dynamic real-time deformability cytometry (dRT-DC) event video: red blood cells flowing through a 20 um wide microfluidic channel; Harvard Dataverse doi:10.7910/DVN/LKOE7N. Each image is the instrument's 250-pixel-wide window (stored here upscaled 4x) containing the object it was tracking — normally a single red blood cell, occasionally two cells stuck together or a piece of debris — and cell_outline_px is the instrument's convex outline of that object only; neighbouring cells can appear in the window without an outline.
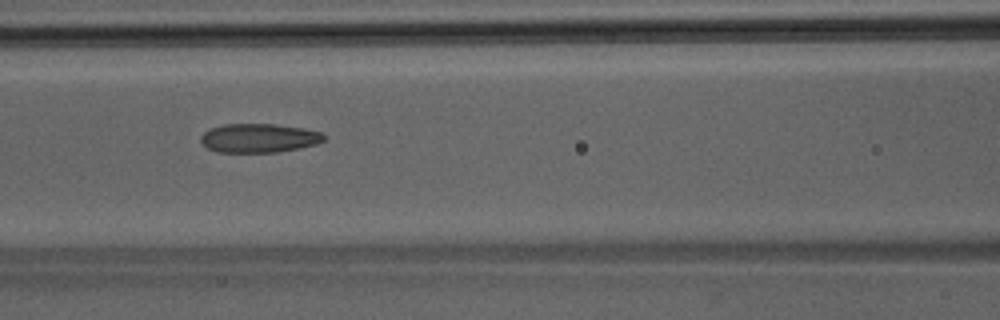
{"species": "Egyptian fruit bat (a non-hibernating species)", "species_latin": "Rousettus aegyptiacus", "temperature_condition": "room temperature", "stored_images_in_passage": 45, "camera_frame_rate_fps": 3000, "um_per_image_px": 0.085, "animal": {"sex": "male"}, "frame": {"image": 1, "passage_image": 20, "time_ms": 6.333, "image_size_px": [1000, 320], "cell_outline_px": [[324, 140], [316, 144], [276, 152], [216, 152], [208, 148], [200, 140], [200, 136], [204, 132], [212, 128], [224, 124], [276, 124], [304, 128], [320, 132], [324, 136]], "centroid_in_image_um": [21.98, 11.73], "position_along_channel_um": 144.6, "area_um2": 20.58}}
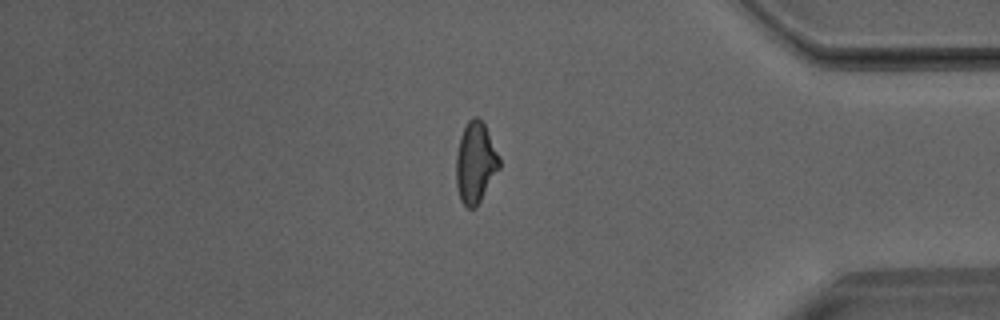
{"frame": {"image": 2, "passage_image": 38, "time_ms": 12.333, "image_size_px": [1000, 320], "cell_outline_px": [[500, 168], [476, 208], [468, 208], [460, 200], [456, 184], [456, 156], [460, 136], [468, 120], [472, 116], [476, 116], [484, 124], [500, 156]], "centroid_in_image_um": [40.41, 13.83], "position_along_channel_um": 394.8, "area_um2": 20.46}}
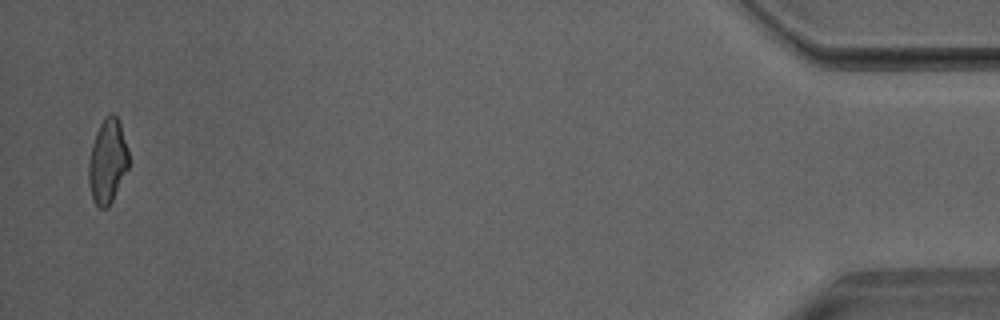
{"frame": {"image": 3, "passage_image": 44, "time_ms": 14.333, "image_size_px": [1000, 320], "cell_outline_px": [[128, 168], [108, 208], [100, 208], [96, 204], [92, 196], [88, 180], [88, 164], [92, 144], [96, 132], [104, 116], [112, 112], [120, 120], [128, 148]], "centroid_in_image_um": [9.14, 13.66], "position_along_channel_um": 426.1, "area_um2": 19.71}}